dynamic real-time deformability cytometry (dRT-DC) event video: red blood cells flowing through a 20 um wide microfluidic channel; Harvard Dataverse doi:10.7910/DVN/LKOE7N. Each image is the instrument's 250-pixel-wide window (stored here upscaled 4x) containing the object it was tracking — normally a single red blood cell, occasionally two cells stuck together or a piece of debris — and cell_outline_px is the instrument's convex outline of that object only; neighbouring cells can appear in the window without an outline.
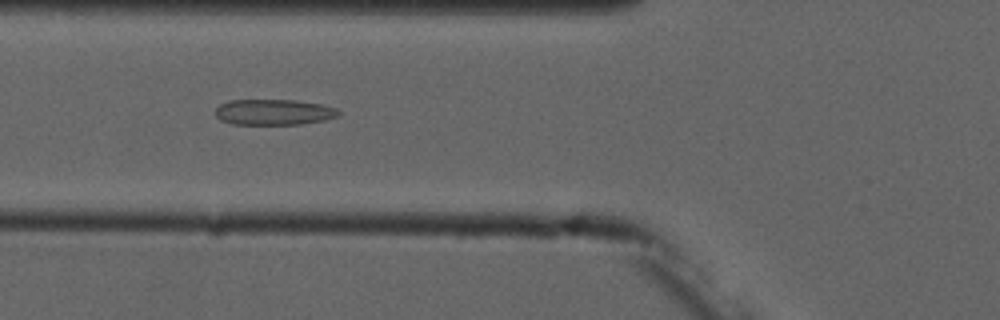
{"species": "common noctule bat (a hibernating species)", "species_latin": "Nyctalus noctula", "temperature_condition": "cold", "stored_images_in_passage": 4, "camera_frame_rate_fps": 3000, "um_per_image_px": 0.085, "animal": {"sex": "male", "forearm_length_mm": 52.5}, "frame": {"image": 1, "passage_image": 2, "time_ms": 1.0, "image_size_px": [1000, 320], "cell_outline_px": [[340, 116], [324, 120], [300, 124], [232, 124], [220, 120], [216, 116], [216, 108], [220, 104], [228, 100], [296, 100], [320, 104], [336, 108], [340, 112]], "centroid_in_image_um": [23.27, 9.53], "position_along_channel_um": 102.5, "area_um2": 18.5}}
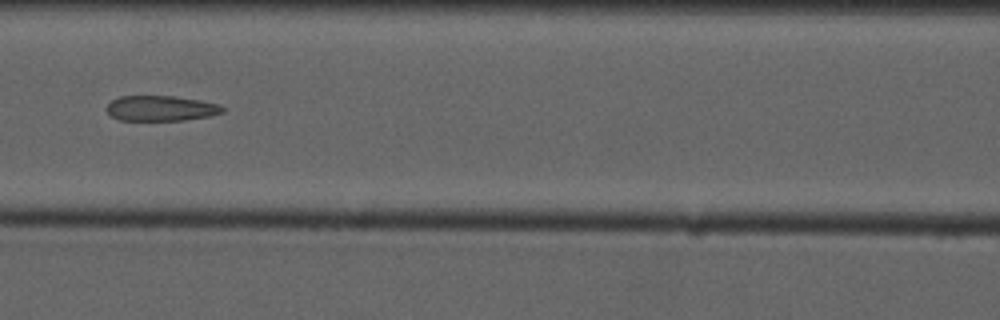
{"frame": {"image": 2, "passage_image": 3, "time_ms": 2.333, "image_size_px": [1000, 320], "cell_outline_px": [[228, 108], [224, 112], [212, 116], [184, 120], [120, 120], [112, 116], [108, 112], [108, 104], [112, 100], [120, 96], [176, 96], [200, 100], [220, 104]], "centroid_in_image_um": [13.77, 9.2], "position_along_channel_um": 152.8, "area_um2": 17.22}}
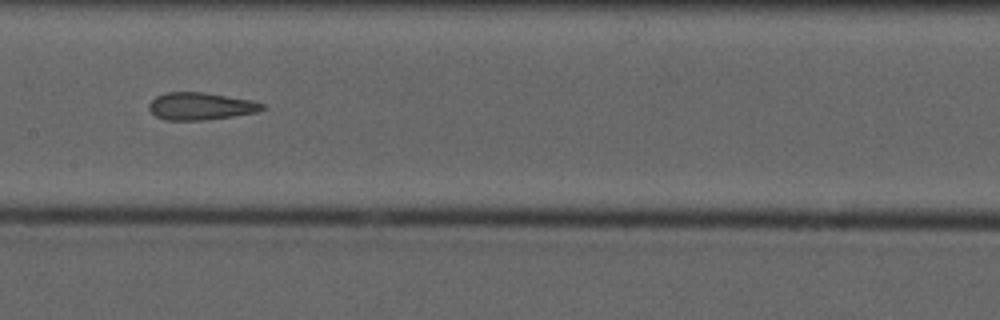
{"frame": {"image": 3, "passage_image": 4, "time_ms": 3.333, "image_size_px": [1000, 320], "cell_outline_px": [[264, 108], [256, 112], [232, 116], [204, 120], [168, 120], [156, 116], [148, 108], [148, 104], [156, 96], [168, 92], [200, 92], [252, 100], [264, 104]], "centroid_in_image_um": [17.03, 9.03], "position_along_channel_um": 190.4, "area_um2": 17.8}}